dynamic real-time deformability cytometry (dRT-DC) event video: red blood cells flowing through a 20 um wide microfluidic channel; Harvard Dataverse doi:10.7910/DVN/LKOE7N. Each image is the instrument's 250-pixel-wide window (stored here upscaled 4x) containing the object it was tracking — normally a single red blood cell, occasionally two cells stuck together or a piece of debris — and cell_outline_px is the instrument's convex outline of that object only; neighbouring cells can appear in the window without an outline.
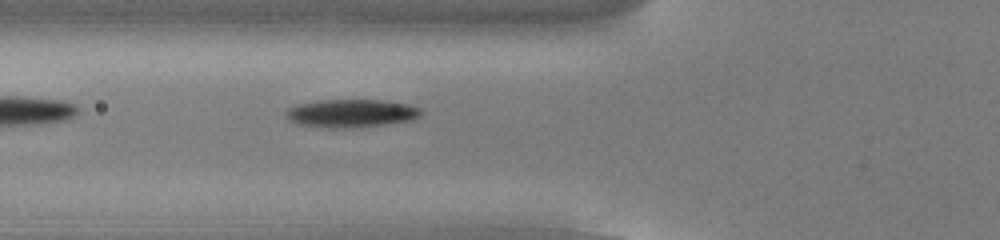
{"species": "common noctule bat (a hibernating species)", "species_latin": "Nyctalus noctula", "temperature_condition": "cold", "stored_images_in_passage": 37, "camera_frame_rate_fps": 3000, "um_per_image_px": 0.085, "animal": {"sex": "male", "body_mass_g": 13.0, "forearm_length_mm": 53.1}, "frame": {"image": 1, "passage_image": 3, "time_ms": 0.667, "image_size_px": [1000, 240], "cell_outline_px": [[424, 112], [420, 116], [412, 120], [388, 124], [348, 128], [332, 128], [300, 124], [288, 120], [284, 116], [284, 112], [288, 108], [296, 104], [320, 100], [384, 100], [408, 104], [420, 108]], "centroid_in_image_um": [29.85, 9.62], "position_along_channel_um": 95.9, "area_um2": 22.31}}
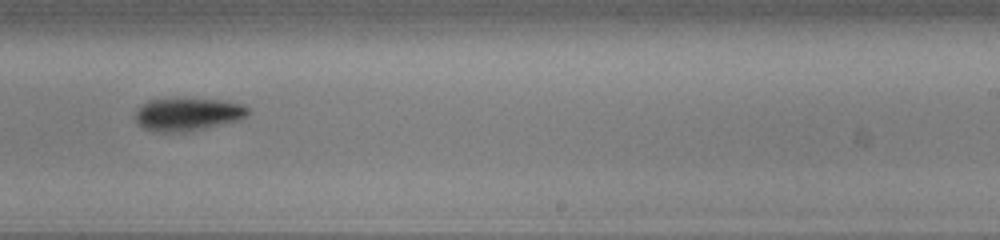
{"frame": {"image": 2, "passage_image": 17, "time_ms": 5.333, "image_size_px": [1000, 240], "cell_outline_px": [[248, 116], [240, 120], [188, 132], [152, 132], [136, 124], [136, 112], [148, 100], [220, 100], [244, 104], [248, 108]], "centroid_in_image_um": [15.98, 9.75], "position_along_channel_um": 273.0, "area_um2": 21.33}}
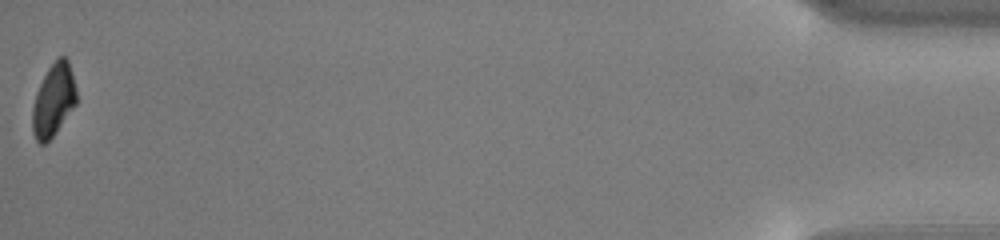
{"frame": {"image": 3, "passage_image": 37, "time_ms": 12.0, "image_size_px": [1000, 240], "cell_outline_px": [[76, 104], [56, 132], [44, 144], [40, 144], [36, 140], [32, 132], [32, 108], [36, 92], [48, 68], [60, 56], [64, 56], [68, 60], [76, 88]], "centroid_in_image_um": [4.53, 8.53], "position_along_channel_um": 430.7, "area_um2": 18.44}, "authors_computed_cell_mechanics": {"area_um2": 21.3282, "velocity_mm_per_s": 3.801, "shape_relaxation_time_tau1_ms": 1.9877, "shape_relaxation_time_tau2_ms": null, "deformation_change_tau1": 0.1154, "deformation_change_tau2": null}}